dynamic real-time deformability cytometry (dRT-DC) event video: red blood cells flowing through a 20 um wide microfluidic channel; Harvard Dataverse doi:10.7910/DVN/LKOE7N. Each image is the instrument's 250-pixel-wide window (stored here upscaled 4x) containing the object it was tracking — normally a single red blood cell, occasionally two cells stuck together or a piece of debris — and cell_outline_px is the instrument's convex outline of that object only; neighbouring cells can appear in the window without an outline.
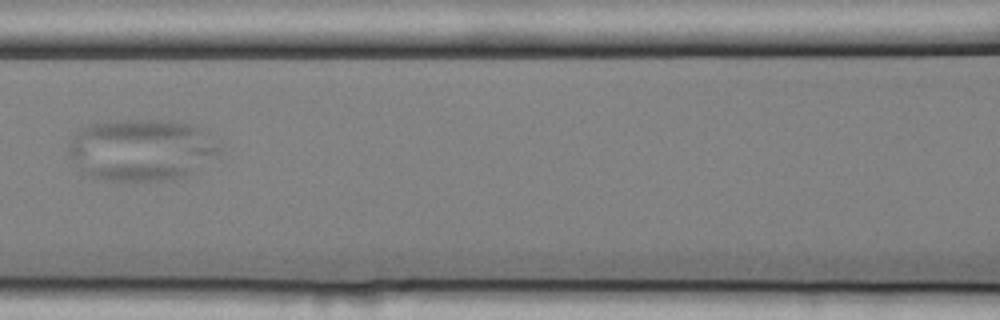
{"species": "common noctule bat (a hibernating species)", "species_latin": "Nyctalus noctula", "temperature_condition": "cold", "stored_images_in_passage": 7, "camera_frame_rate_fps": 3000, "um_per_image_px": 0.085, "animal": {"sex": "female", "body_mass_g": 25.1}, "frame": {"image": 1, "passage_image": 3, "time_ms": 0.667, "image_size_px": [1000, 320], "cell_outline_px": [[220, 148], [216, 152], [188, 172], [172, 180], [104, 180], [92, 176], [84, 172], [80, 168], [68, 152], [68, 148], [76, 132], [80, 128], [92, 124], [116, 120], [172, 120], [188, 124], [200, 128]], "centroid_in_image_um": [11.92, 12.71], "position_along_channel_um": 154.7, "area_um2": 52.71}}
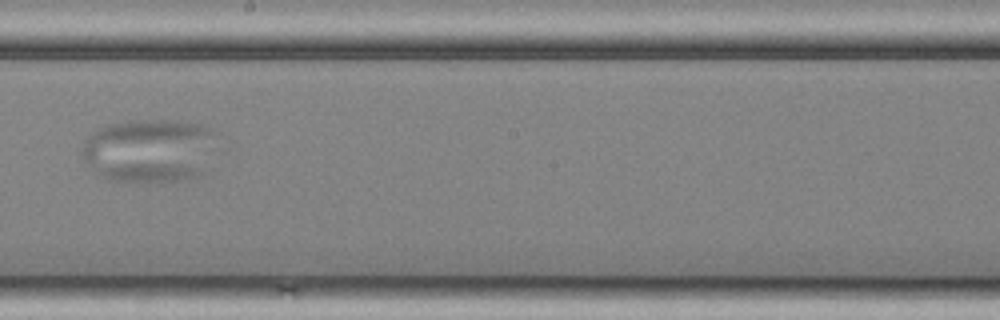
{"frame": {"image": 2, "passage_image": 5, "time_ms": 1.333, "image_size_px": [1000, 320], "cell_outline_px": [[212, 132], [204, 172], [196, 176], [180, 180], [108, 180], [100, 176], [80, 156], [80, 148], [84, 140], [96, 128], [108, 124], [128, 120], [176, 120], [200, 124], [212, 128]], "centroid_in_image_um": [12.57, 12.75], "position_along_channel_um": 235.6, "area_um2": 49.3}}
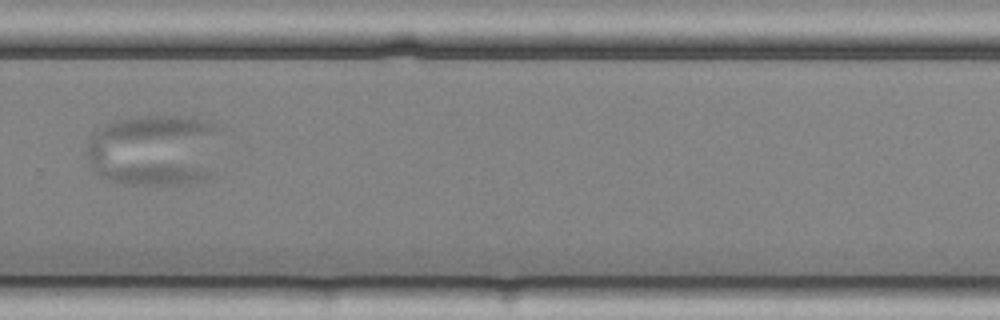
{"frame": {"image": 3, "passage_image": 7, "time_ms": 2.0, "image_size_px": [1000, 320], "cell_outline_px": [[220, 128], [212, 172], [208, 176], [200, 180], [184, 184], [124, 184], [100, 176], [88, 164], [88, 140], [100, 128], [116, 120], [144, 116], [180, 116], [200, 120], [216, 124]], "centroid_in_image_um": [13.12, 12.76], "position_along_channel_um": 316.7, "area_um2": 55.95}}